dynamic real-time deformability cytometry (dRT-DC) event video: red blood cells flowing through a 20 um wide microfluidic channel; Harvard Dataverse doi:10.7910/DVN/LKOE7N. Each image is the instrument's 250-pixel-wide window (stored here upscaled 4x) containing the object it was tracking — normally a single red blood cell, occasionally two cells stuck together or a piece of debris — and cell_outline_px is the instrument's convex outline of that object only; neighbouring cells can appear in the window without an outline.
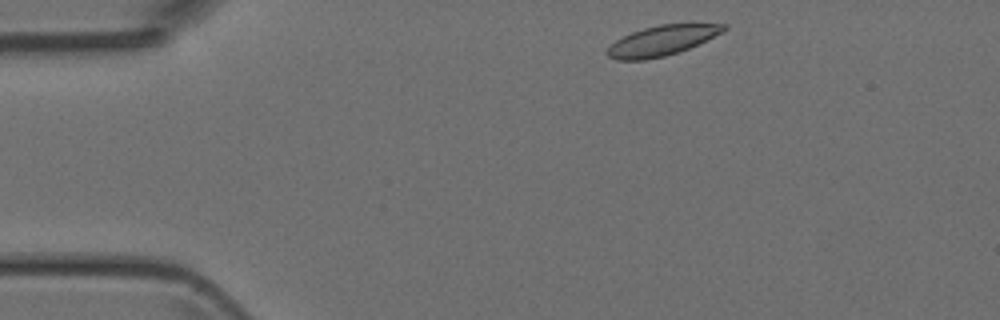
{"species": "Egyptian fruit bat (a non-hibernating species)", "species_latin": "Rousettus aegyptiacus", "temperature_condition": "room temperature", "stored_images_in_passage": 7, "camera_frame_rate_fps": 3000, "um_per_image_px": 0.085, "animal": {"sex": "female"}, "frame": {"image": 1, "passage_image": 1, "time_ms": 0.0, "image_size_px": [1000, 320], "cell_outline_px": [[728, 28], [724, 32], [680, 52], [664, 56], [644, 60], [616, 60], [608, 56], [604, 52], [616, 40], [632, 32], [644, 28], [660, 24], [728, 24]], "centroid_in_image_um": [56.27, 3.45], "position_along_channel_um": 28.7, "area_um2": 20.35}}
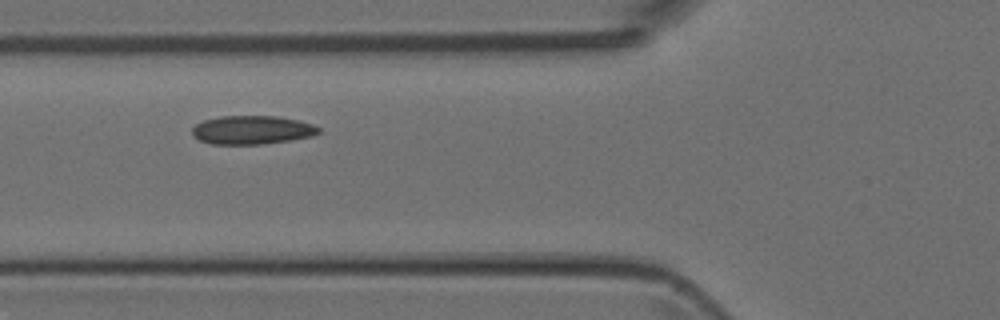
{"frame": {"image": 2, "passage_image": 4, "time_ms": 3.333, "image_size_px": [1000, 320], "cell_outline_px": [[320, 132], [312, 136], [292, 140], [260, 144], [212, 144], [200, 140], [192, 136], [192, 128], [196, 124], [204, 120], [220, 116], [276, 116], [300, 120], [312, 124], [320, 128]], "centroid_in_image_um": [21.43, 11.04], "position_along_channel_um": 104.4, "area_um2": 21.15}}
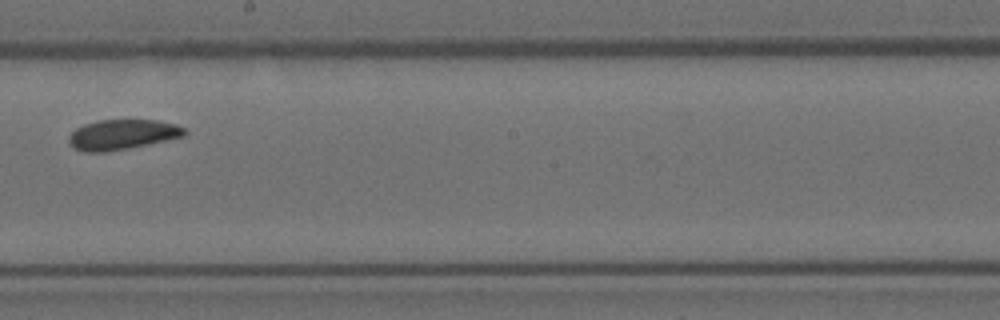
{"frame": {"image": 3, "passage_image": 7, "time_ms": 6.667, "image_size_px": [1000, 320], "cell_outline_px": [[188, 132], [184, 136], [148, 144], [108, 152], [84, 152], [72, 148], [68, 144], [68, 136], [76, 128], [84, 124], [100, 120], [156, 120], [176, 124], [184, 128]], "centroid_in_image_um": [10.36, 11.44], "position_along_channel_um": 237.8, "area_um2": 20.4}}